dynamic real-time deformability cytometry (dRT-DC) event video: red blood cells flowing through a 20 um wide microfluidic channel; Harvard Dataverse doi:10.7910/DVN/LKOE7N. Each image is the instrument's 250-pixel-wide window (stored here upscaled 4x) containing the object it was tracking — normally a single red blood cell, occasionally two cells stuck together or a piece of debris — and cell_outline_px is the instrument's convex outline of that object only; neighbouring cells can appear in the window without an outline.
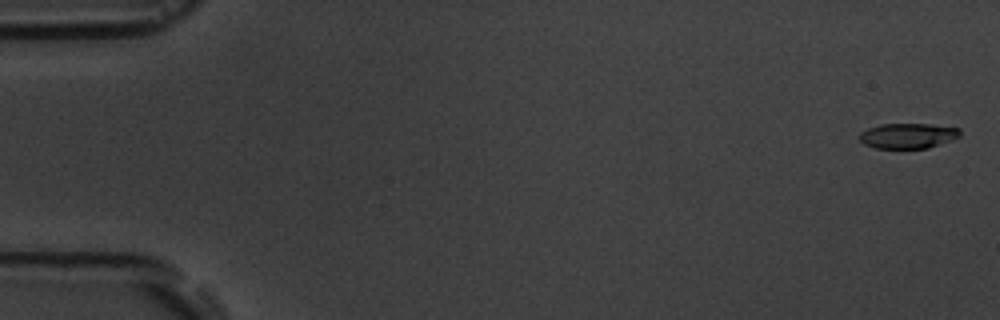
{"species": "common noctule bat (a hibernating species)", "species_latin": "Nyctalus noctula", "temperature_condition": "room temperature", "stored_images_in_passage": 7, "camera_frame_rate_fps": 3000, "um_per_image_px": 0.085, "animal": {"sex": "male", "body_mass_g": 19.5, "forearm_length_mm": 54.6}, "frame": {"image": 1, "passage_image": 1, "time_ms": 0.0, "image_size_px": [1000, 320], "cell_outline_px": [[960, 136], [952, 140], [928, 148], [876, 148], [864, 144], [860, 140], [860, 132], [868, 128], [880, 124], [932, 124], [960, 128]], "centroid_in_image_um": [77.19, 11.53], "position_along_channel_um": 7.8, "area_um2": 14.8}}
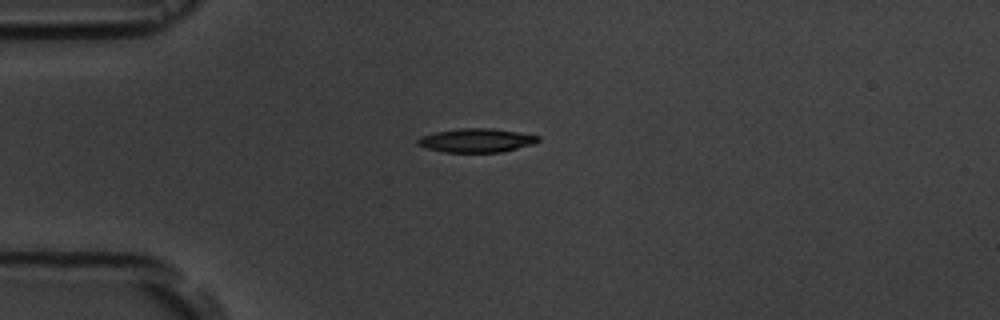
{"frame": {"image": 2, "passage_image": 5, "time_ms": 4.333, "image_size_px": [1000, 320], "cell_outline_px": [[540, 140], [532, 144], [500, 152], [444, 152], [428, 148], [416, 144], [416, 140], [420, 136], [436, 132], [460, 128], [492, 128], [540, 136]], "centroid_in_image_um": [40.46, 11.93], "position_along_channel_um": 44.5, "area_um2": 16.53}}
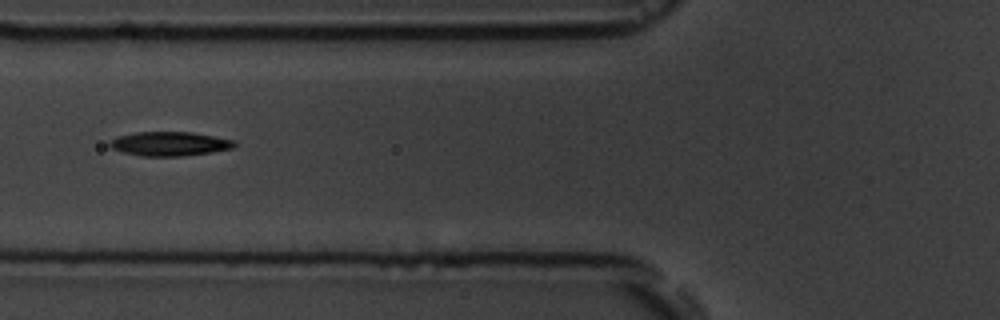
{"frame": {"image": 3, "passage_image": 7, "time_ms": 6.667, "image_size_px": [1000, 320], "cell_outline_px": [[236, 144], [232, 148], [212, 152], [184, 156], [140, 156], [124, 152], [112, 148], [108, 144], [116, 136], [136, 132], [192, 132], [236, 140]], "centroid_in_image_um": [14.43, 12.22], "position_along_channel_um": 111.4, "area_um2": 17.57}}